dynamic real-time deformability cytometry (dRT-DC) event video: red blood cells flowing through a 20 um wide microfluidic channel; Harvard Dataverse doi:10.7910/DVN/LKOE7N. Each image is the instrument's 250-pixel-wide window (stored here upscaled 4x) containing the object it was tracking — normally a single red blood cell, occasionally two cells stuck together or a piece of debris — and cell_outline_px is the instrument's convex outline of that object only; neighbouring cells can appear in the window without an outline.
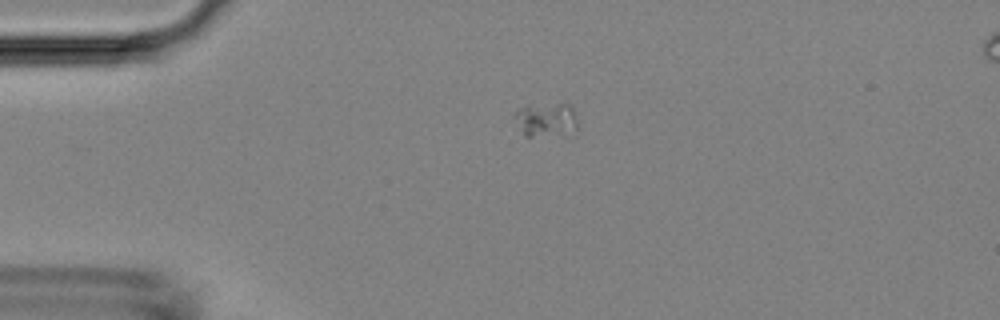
{"species": "Egyptian fruit bat (a non-hibernating species)", "species_latin": "Rousettus aegyptiacus", "temperature_condition": "room temperature", "stored_images_in_passage": 2, "camera_frame_rate_fps": 3000, "um_per_image_px": 0.085, "animal": {"sex": "female"}, "frame": {"image": 1, "passage_image": 1, "time_ms": 0.0, "image_size_px": [1000, 320], "cell_outline_px": [[580, 128], [572, 136], [524, 136], [512, 116], [520, 108], [528, 104], [568, 104], [576, 112], [580, 124]], "centroid_in_image_um": [46.51, 10.22], "position_along_channel_um": 38.5, "area_um2": 13.41}}